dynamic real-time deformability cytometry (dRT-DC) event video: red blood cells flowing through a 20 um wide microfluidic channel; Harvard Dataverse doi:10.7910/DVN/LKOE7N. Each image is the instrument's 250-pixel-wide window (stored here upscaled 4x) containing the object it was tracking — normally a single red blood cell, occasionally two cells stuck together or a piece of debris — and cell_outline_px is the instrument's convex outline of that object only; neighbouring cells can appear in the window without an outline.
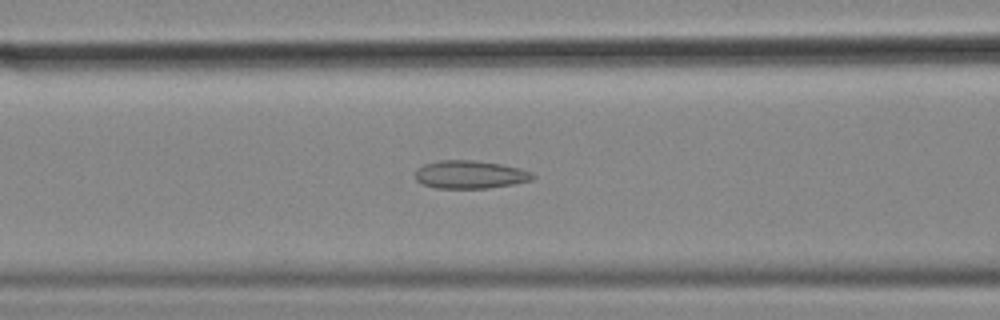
{"species": "common noctule bat (a hibernating species)", "species_latin": "Nyctalus noctula", "temperature_condition": "cold", "stored_images_in_passage": 37, "camera_frame_rate_fps": 3000, "um_per_image_px": 0.085, "animal": {"sex": "female", "body_mass_g": 18.4}, "frame": {"image": 1, "passage_image": 14, "time_ms": 4.333, "image_size_px": [1000, 320], "cell_outline_px": [[536, 176], [532, 180], [512, 184], [488, 188], [436, 188], [424, 184], [416, 180], [416, 168], [424, 164], [440, 160], [472, 160], [500, 164], [520, 168], [532, 172]], "centroid_in_image_um": [39.96, 14.83], "position_along_channel_um": 126.6, "area_um2": 19.13}}
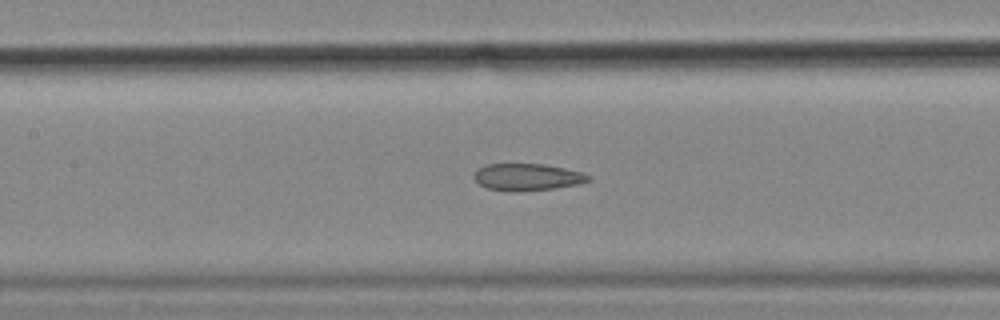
{"frame": {"image": 2, "passage_image": 17, "time_ms": 5.333, "image_size_px": [1000, 320], "cell_outline_px": [[592, 180], [580, 184], [552, 188], [488, 188], [480, 184], [476, 180], [476, 172], [480, 168], [488, 164], [544, 164], [564, 168], [580, 172], [592, 176]], "centroid_in_image_um": [44.93, 14.99], "position_along_channel_um": 162.5, "area_um2": 16.76}}
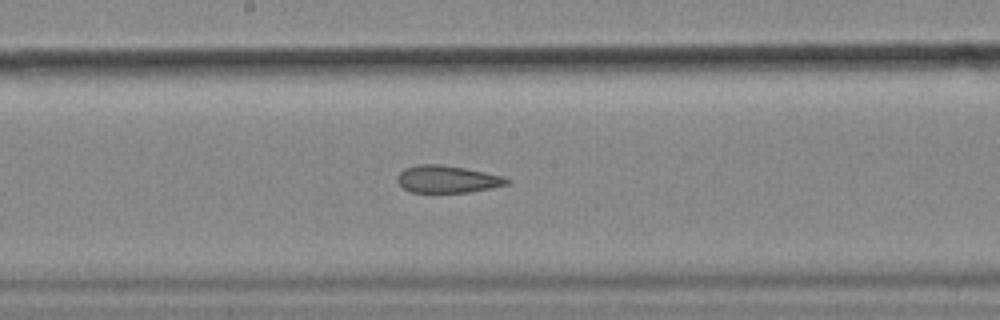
{"frame": {"image": 3, "passage_image": 21, "time_ms": 6.667, "image_size_px": [1000, 320], "cell_outline_px": [[512, 180], [508, 184], [468, 192], [412, 192], [404, 188], [396, 180], [396, 176], [404, 168], [416, 164], [440, 164], [464, 168], [504, 176]], "centroid_in_image_um": [38.0, 15.22], "position_along_channel_um": 210.2, "area_um2": 17.34}}